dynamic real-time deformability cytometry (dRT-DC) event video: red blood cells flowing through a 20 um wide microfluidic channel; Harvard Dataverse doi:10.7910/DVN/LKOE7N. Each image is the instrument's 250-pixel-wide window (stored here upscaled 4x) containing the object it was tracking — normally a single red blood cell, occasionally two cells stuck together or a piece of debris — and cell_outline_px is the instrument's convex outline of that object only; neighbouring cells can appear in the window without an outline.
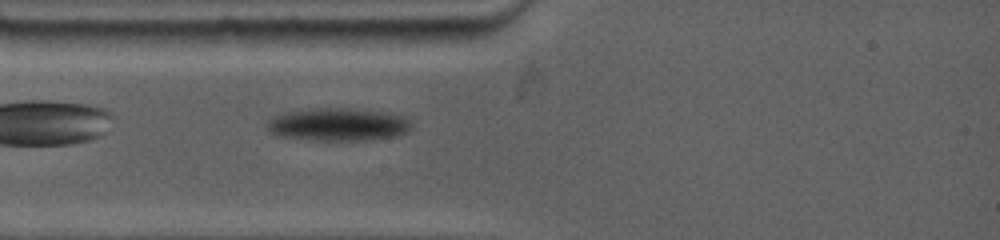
{"species": "common noctule bat (a hibernating species)", "species_latin": "Nyctalus noctula", "temperature_condition": "warm", "stored_images_in_passage": 4, "camera_frame_rate_fps": 4500, "um_per_image_px": 0.085, "animal": {"sex": "female", "body_mass_g": 19.0, "forearm_length_mm": 53.3}, "frame": {"image": 1, "passage_image": 2, "time_ms": 0.444, "image_size_px": [1000, 240], "cell_outline_px": [[412, 128], [408, 132], [392, 136], [344, 140], [324, 140], [284, 136], [272, 132], [264, 124], [272, 116], [284, 112], [300, 108], [352, 108], [392, 112], [408, 116], [412, 124]], "centroid_in_image_um": [28.77, 10.52], "position_along_channel_um": 56.2, "area_um2": 27.69}}